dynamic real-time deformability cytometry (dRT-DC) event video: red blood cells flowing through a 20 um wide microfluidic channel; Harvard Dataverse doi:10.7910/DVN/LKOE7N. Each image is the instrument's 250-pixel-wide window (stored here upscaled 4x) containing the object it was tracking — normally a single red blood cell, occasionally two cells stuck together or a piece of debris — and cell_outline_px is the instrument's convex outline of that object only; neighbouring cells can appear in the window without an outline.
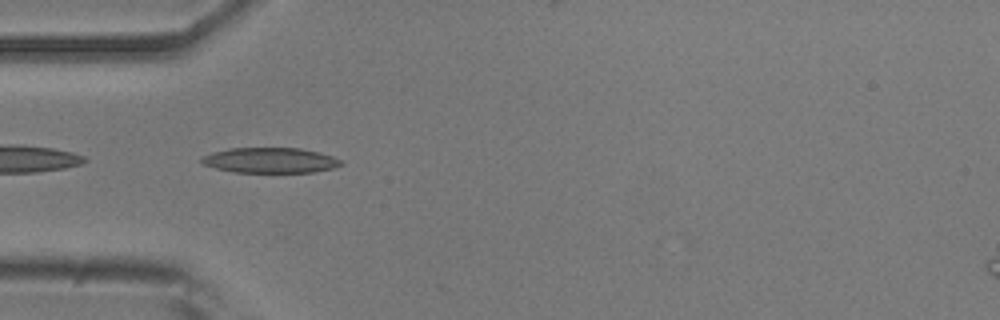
{"species": "common noctule bat (a hibernating species)", "species_latin": "Nyctalus noctula", "temperature_condition": "room temperature", "stored_images_in_passage": 17, "camera_frame_rate_fps": 3000, "um_per_image_px": 0.085, "animal": {"sex": "male", "body_mass_g": 20.5, "forearm_length_mm": 52.5}, "frame": {"image": 1, "passage_image": 16, "time_ms": 5.0, "image_size_px": [1000, 320], "cell_outline_px": [[344, 164], [332, 168], [312, 172], [236, 172], [216, 168], [204, 164], [200, 160], [204, 156], [212, 152], [228, 148], [300, 148], [320, 152], [332, 156], [340, 160]], "centroid_in_image_um": [22.98, 13.62], "position_along_channel_um": 62.0, "area_um2": 20.4}}